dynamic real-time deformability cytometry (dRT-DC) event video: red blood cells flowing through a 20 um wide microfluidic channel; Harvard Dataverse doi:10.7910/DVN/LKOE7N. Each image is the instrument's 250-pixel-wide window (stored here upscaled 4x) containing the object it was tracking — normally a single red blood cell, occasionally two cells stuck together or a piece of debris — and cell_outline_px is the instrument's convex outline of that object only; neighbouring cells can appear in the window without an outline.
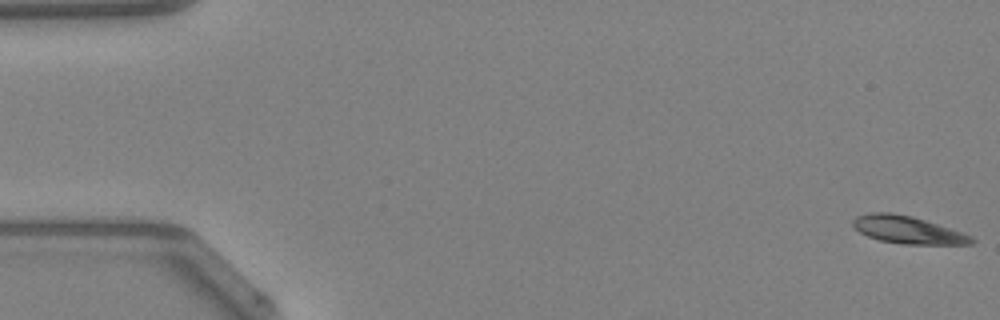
{"species": "Egyptian fruit bat (a non-hibernating species)", "species_latin": "Rousettus aegyptiacus", "temperature_condition": "warm", "stored_images_in_passage": 48, "camera_frame_rate_fps": 3000, "um_per_image_px": 0.085, "animal": {"sex": "female"}, "frame": {"image": 1, "passage_image": 1, "time_ms": 0.0, "image_size_px": [1000, 320], "cell_outline_px": [[976, 240], [972, 244], [904, 244], [880, 240], [868, 236], [860, 232], [852, 224], [852, 220], [856, 216], [872, 212], [888, 212], [912, 216], [972, 236]], "centroid_in_image_um": [77.13, 19.54], "position_along_channel_um": 7.9, "area_um2": 18.67}}
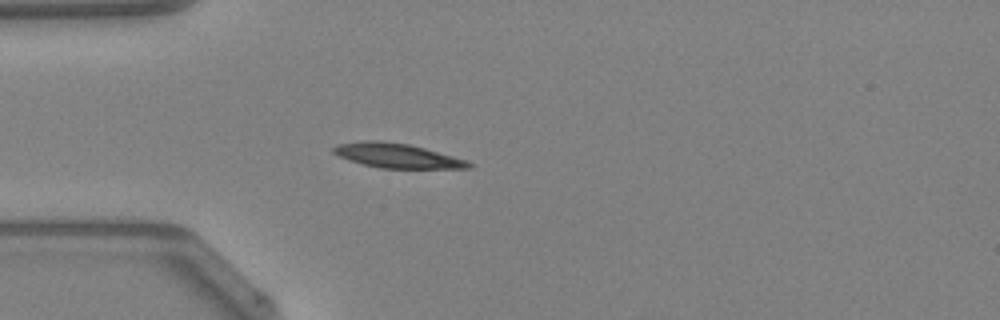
{"frame": {"image": 2, "passage_image": 14, "time_ms": 4.333, "image_size_px": [1000, 320], "cell_outline_px": [[472, 168], [380, 168], [348, 160], [332, 152], [332, 148], [336, 144], [364, 140], [380, 140], [408, 144], [424, 148], [468, 160], [472, 164]], "centroid_in_image_um": [33.73, 13.22], "position_along_channel_um": 51.3, "area_um2": 19.25}}
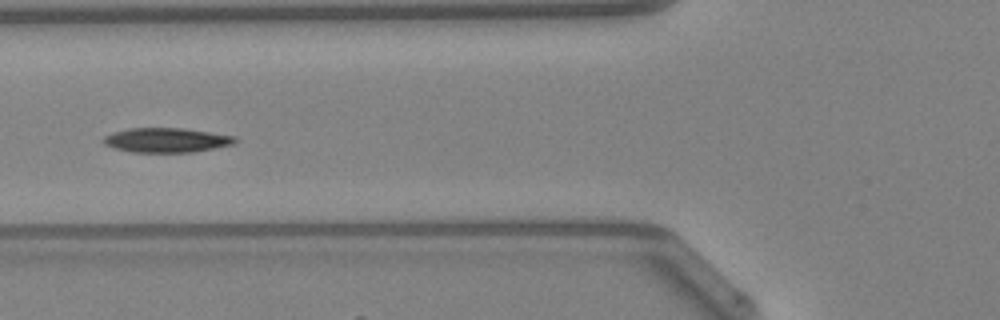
{"frame": {"image": 3, "passage_image": 19, "time_ms": 6.0, "image_size_px": [1000, 320], "cell_outline_px": [[240, 140], [236, 144], [192, 152], [132, 152], [112, 148], [104, 144], [100, 140], [104, 136], [116, 132], [132, 128], [184, 128], [236, 136]], "centroid_in_image_um": [14.18, 11.91], "position_along_channel_um": 111.6, "area_um2": 18.96}, "authors_computed_cell_mechanics": {"area_um2": 18.496, "velocity_mm_per_s": 4.2317, "shape_relaxation_time_tau1_ms": 2.6495, "shape_relaxation_time_tau2_ms": null, "deformation_change_tau1": 0.102, "deformation_change_tau2": null}}